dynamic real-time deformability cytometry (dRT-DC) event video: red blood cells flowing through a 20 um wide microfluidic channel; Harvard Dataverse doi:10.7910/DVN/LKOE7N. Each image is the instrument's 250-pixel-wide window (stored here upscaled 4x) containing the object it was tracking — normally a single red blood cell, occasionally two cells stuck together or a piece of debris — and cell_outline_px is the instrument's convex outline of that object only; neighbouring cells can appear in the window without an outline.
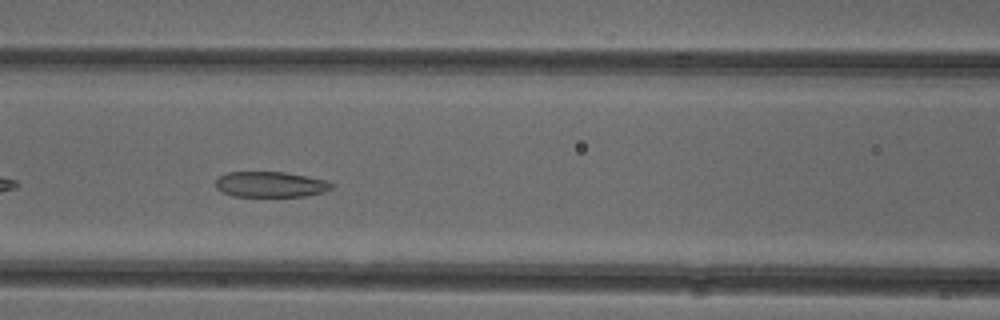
{"species": "common noctule bat (a hibernating species)", "species_latin": "Nyctalus noctula", "temperature_condition": "cold", "stored_images_in_passage": 35, "camera_frame_rate_fps": 3000, "um_per_image_px": 0.085, "animal": {"sex": "female"}, "frame": {"image": 1, "passage_image": 6, "time_ms": 1.667, "image_size_px": [1000, 320], "cell_outline_px": [[336, 184], [332, 188], [324, 192], [304, 196], [232, 196], [216, 188], [216, 176], [228, 172], [284, 172], [328, 180]], "centroid_in_image_um": [23.01, 15.67], "position_along_channel_um": 143.6, "area_um2": 17.4}}
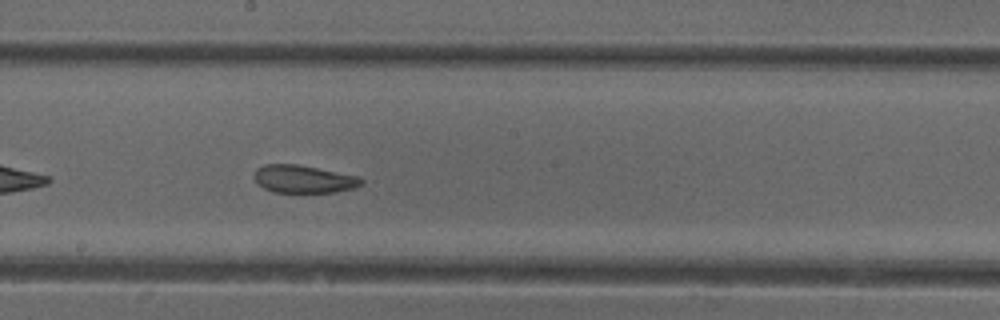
{"frame": {"image": 2, "passage_image": 12, "time_ms": 3.667, "image_size_px": [1000, 320], "cell_outline_px": [[364, 184], [352, 188], [332, 192], [272, 192], [256, 184], [252, 176], [256, 168], [264, 164], [296, 164], [360, 176], [364, 180]], "centroid_in_image_um": [25.77, 15.21], "position_along_channel_um": 222.4, "area_um2": 17.51}}
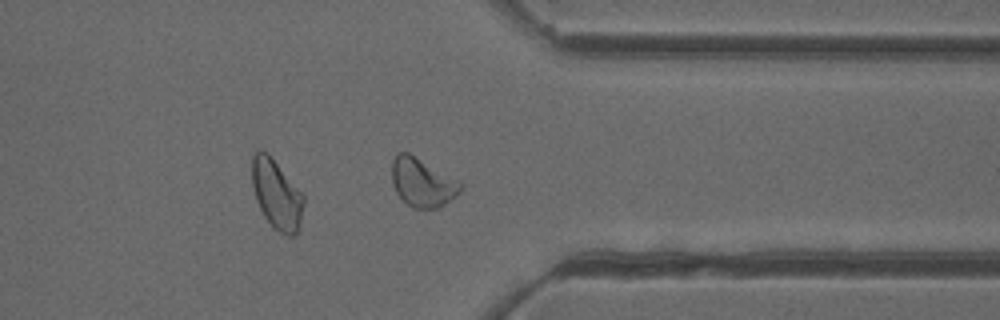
{"frame": {"image": 3, "passage_image": 24, "time_ms": 7.667, "image_size_px": [1000, 320], "cell_outline_px": [[464, 188], [456, 196], [440, 208], [412, 208], [396, 192], [392, 184], [392, 160], [396, 152], [408, 152], [460, 180], [464, 184]], "centroid_in_image_um": [35.93, 15.5], "position_along_channel_um": 375.5, "area_um2": 19.77}}